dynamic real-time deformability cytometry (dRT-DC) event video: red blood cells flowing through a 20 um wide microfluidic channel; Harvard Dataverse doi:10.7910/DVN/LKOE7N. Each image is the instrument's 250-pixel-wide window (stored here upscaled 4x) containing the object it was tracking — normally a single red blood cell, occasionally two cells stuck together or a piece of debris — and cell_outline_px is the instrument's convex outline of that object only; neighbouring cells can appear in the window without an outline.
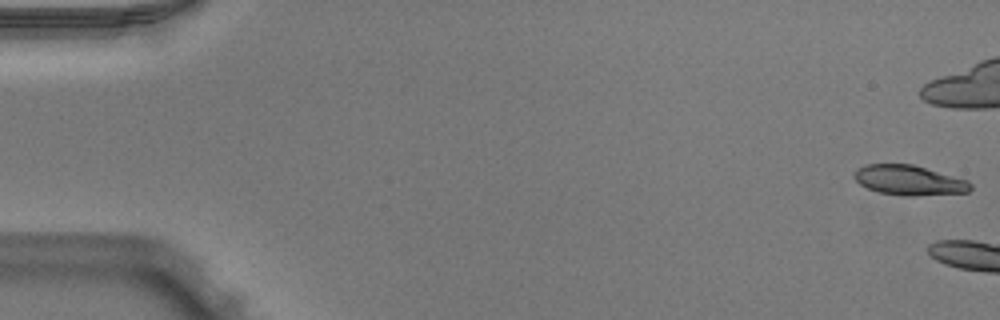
{"species": "Egyptian fruit bat (a non-hibernating species)", "species_latin": "Rousettus aegyptiacus", "temperature_condition": "warm", "stored_images_in_passage": 10, "camera_frame_rate_fps": 3000, "um_per_image_px": 0.085, "animal": {"sex": "male"}, "frame": {"image": 1, "passage_image": 1, "time_ms": 0.0, "image_size_px": [1000, 320], "cell_outline_px": [[972, 188], [968, 192], [912, 196], [904, 196], [880, 192], [868, 188], [860, 184], [852, 176], [856, 168], [864, 164], [912, 164], [968, 180], [972, 184]], "centroid_in_image_um": [77.25, 15.31], "position_along_channel_um": 7.7, "area_um2": 20.29}}